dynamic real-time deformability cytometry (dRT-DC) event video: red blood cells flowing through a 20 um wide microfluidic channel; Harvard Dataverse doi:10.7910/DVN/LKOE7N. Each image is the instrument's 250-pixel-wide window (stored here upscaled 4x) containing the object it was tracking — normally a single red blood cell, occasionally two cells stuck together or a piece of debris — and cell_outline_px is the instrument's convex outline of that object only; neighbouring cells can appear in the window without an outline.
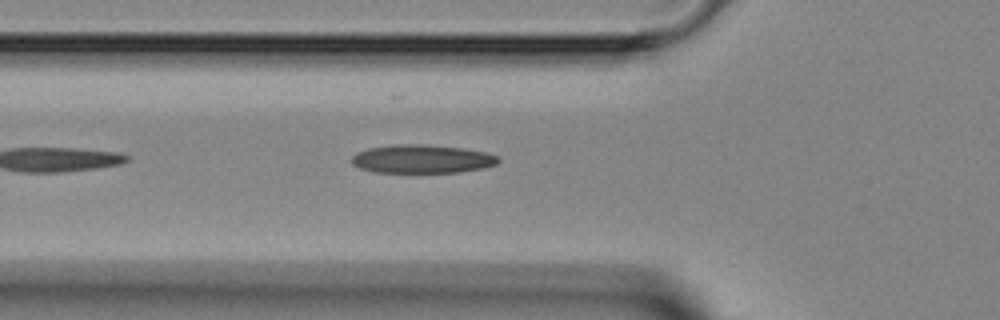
{"species": "Egyptian fruit bat (a non-hibernating species)", "species_latin": "Rousettus aegyptiacus", "temperature_condition": "room temperature", "stored_images_in_passage": 22, "camera_frame_rate_fps": 3000, "um_per_image_px": 0.085, "animal": {"sex": "female"}, "frame": {"image": 1, "passage_image": 4, "time_ms": 1.0, "image_size_px": [1000, 320], "cell_outline_px": [[500, 160], [496, 164], [484, 168], [460, 172], [376, 172], [360, 168], [352, 164], [352, 156], [356, 152], [368, 148], [396, 144], [420, 144], [460, 148], [484, 152], [496, 156]], "centroid_in_image_um": [35.84, 13.51], "position_along_channel_um": 90.0, "area_um2": 24.1}}